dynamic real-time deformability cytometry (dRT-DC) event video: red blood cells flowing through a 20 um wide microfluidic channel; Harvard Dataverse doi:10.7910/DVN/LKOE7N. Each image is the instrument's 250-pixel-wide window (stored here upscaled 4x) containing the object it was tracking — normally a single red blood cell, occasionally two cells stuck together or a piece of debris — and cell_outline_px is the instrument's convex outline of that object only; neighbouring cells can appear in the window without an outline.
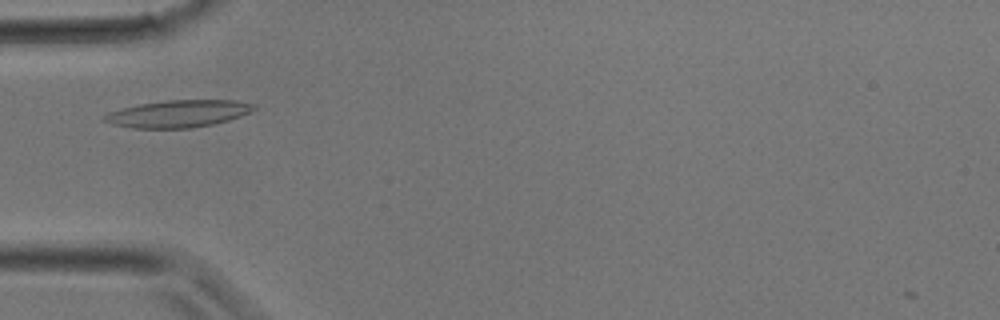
{"species": "common noctule bat (a hibernating species)", "species_latin": "Nyctalus noctula", "temperature_condition": "room temperature", "stored_images_in_passage": 23, "camera_frame_rate_fps": 3000, "um_per_image_px": 0.085, "animal": {"sex": "male", "body_mass_g": 17.9}, "frame": {"image": 1, "passage_image": 1, "time_ms": 0.0, "image_size_px": [1000, 320], "cell_outline_px": [[256, 108], [252, 112], [228, 120], [212, 124], [192, 128], [132, 128], [112, 124], [100, 120], [100, 116], [108, 112], [140, 104], [168, 100], [236, 100], [256, 104]], "centroid_in_image_um": [15.14, 9.66], "position_along_channel_um": 69.9, "area_um2": 23.81}}
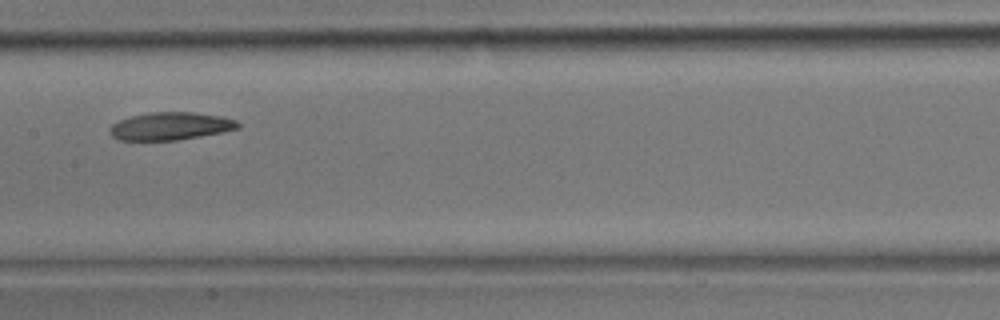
{"frame": {"image": 2, "passage_image": 7, "time_ms": 2.0, "image_size_px": [1000, 320], "cell_outline_px": [[240, 128], [224, 132], [176, 140], [116, 140], [108, 132], [108, 128], [112, 124], [120, 120], [132, 116], [152, 112], [192, 112], [220, 116], [236, 120], [240, 124]], "centroid_in_image_um": [14.48, 10.73], "position_along_channel_um": 192.9, "area_um2": 20.75}}
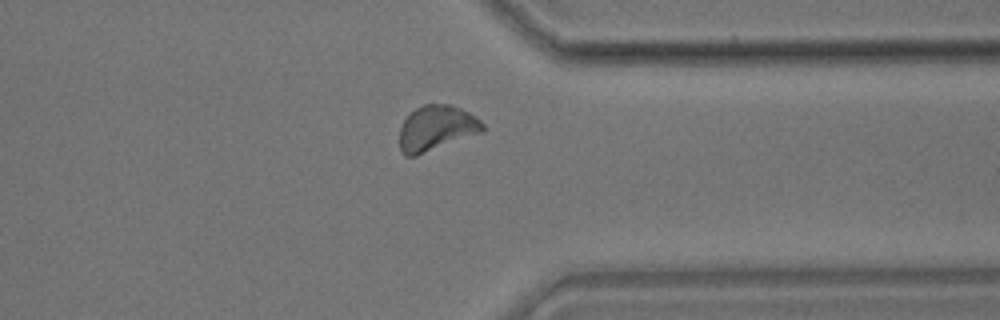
{"frame": {"image": 3, "passage_image": 16, "time_ms": 5.0, "image_size_px": [1000, 320], "cell_outline_px": [[484, 132], [416, 156], [404, 156], [400, 152], [400, 128], [404, 120], [416, 108], [424, 104], [452, 104], [468, 112], [480, 120], [484, 124]], "centroid_in_image_um": [37.1, 10.9], "position_along_channel_um": 374.3, "area_um2": 22.02}}